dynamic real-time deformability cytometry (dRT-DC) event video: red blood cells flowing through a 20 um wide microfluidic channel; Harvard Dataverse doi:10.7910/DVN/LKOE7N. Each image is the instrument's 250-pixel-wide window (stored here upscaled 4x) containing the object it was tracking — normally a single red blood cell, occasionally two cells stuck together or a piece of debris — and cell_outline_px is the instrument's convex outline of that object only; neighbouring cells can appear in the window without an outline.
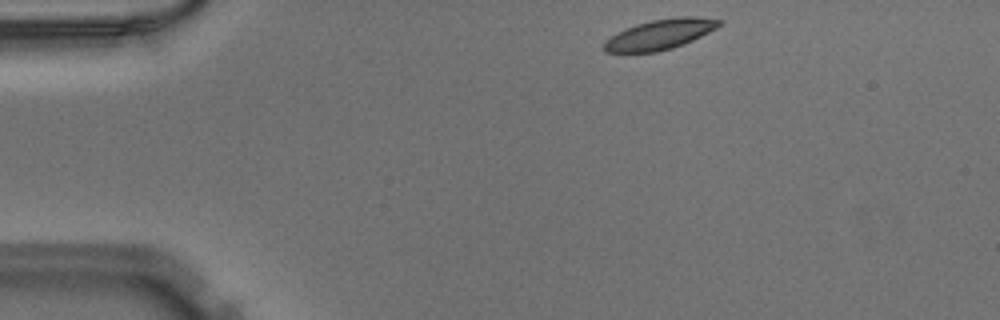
{"species": "Egyptian fruit bat (a non-hibernating species)", "species_latin": "Rousettus aegyptiacus", "temperature_condition": "warm", "stored_images_in_passage": 21, "camera_frame_rate_fps": 3000, "um_per_image_px": 0.085, "animal": {"sex": "male"}, "frame": {"image": 1, "passage_image": 1, "time_ms": 0.0, "image_size_px": [1000, 320], "cell_outline_px": [[720, 24], [716, 28], [684, 44], [672, 48], [656, 52], [604, 52], [604, 44], [612, 36], [636, 24], [652, 20], [680, 16], [696, 16], [720, 20]], "centroid_in_image_um": [56.12, 2.92], "position_along_channel_um": 28.9, "area_um2": 19.71}}
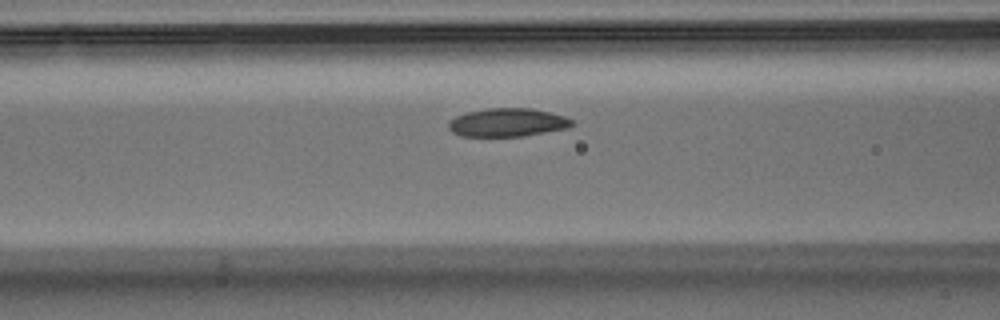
{"frame": {"image": 2, "passage_image": 13, "time_ms": 4.0, "image_size_px": [1000, 320], "cell_outline_px": [[572, 124], [568, 128], [524, 136], [460, 136], [452, 132], [448, 128], [448, 120], [456, 116], [468, 112], [488, 108], [532, 108], [564, 116], [572, 120]], "centroid_in_image_um": [43.1, 10.41], "position_along_channel_um": 123.5, "area_um2": 20.35}}
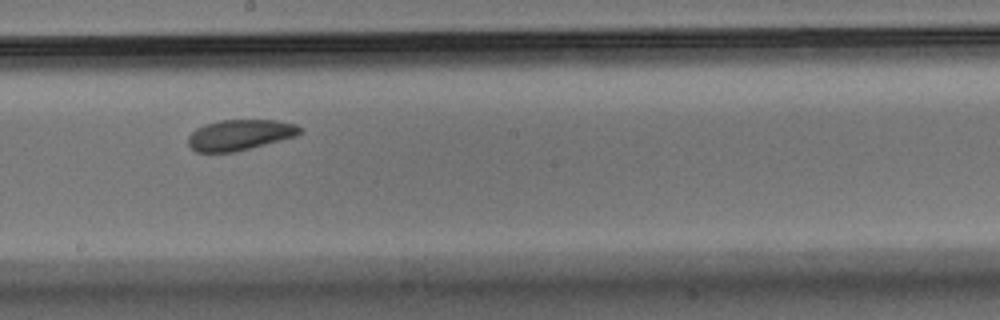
{"frame": {"image": 3, "passage_image": 21, "time_ms": 6.667, "image_size_px": [1000, 320], "cell_outline_px": [[304, 132], [296, 136], [236, 152], [196, 152], [188, 144], [188, 136], [196, 128], [204, 124], [220, 120], [276, 120], [296, 124]], "centroid_in_image_um": [20.39, 11.46], "position_along_channel_um": 227.8, "area_um2": 20.06}}